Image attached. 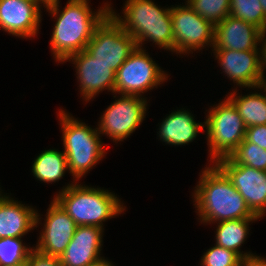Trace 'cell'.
<instances>
[{
    "instance_id": "16",
    "label": "cell",
    "mask_w": 266,
    "mask_h": 266,
    "mask_svg": "<svg viewBox=\"0 0 266 266\" xmlns=\"http://www.w3.org/2000/svg\"><path fill=\"white\" fill-rule=\"evenodd\" d=\"M103 230L97 226H77L66 250L59 257L61 266H88L103 259L100 256Z\"/></svg>"
},
{
    "instance_id": "8",
    "label": "cell",
    "mask_w": 266,
    "mask_h": 266,
    "mask_svg": "<svg viewBox=\"0 0 266 266\" xmlns=\"http://www.w3.org/2000/svg\"><path fill=\"white\" fill-rule=\"evenodd\" d=\"M146 51L136 47L116 72L114 94L141 96L157 88L168 76L149 57Z\"/></svg>"
},
{
    "instance_id": "22",
    "label": "cell",
    "mask_w": 266,
    "mask_h": 266,
    "mask_svg": "<svg viewBox=\"0 0 266 266\" xmlns=\"http://www.w3.org/2000/svg\"><path fill=\"white\" fill-rule=\"evenodd\" d=\"M243 118L246 127L266 125V93H251L237 96L236 92L227 97Z\"/></svg>"
},
{
    "instance_id": "14",
    "label": "cell",
    "mask_w": 266,
    "mask_h": 266,
    "mask_svg": "<svg viewBox=\"0 0 266 266\" xmlns=\"http://www.w3.org/2000/svg\"><path fill=\"white\" fill-rule=\"evenodd\" d=\"M76 65L80 93L89 102L100 91L107 89L114 93L116 72L93 58L86 50L70 55L65 61Z\"/></svg>"
},
{
    "instance_id": "32",
    "label": "cell",
    "mask_w": 266,
    "mask_h": 266,
    "mask_svg": "<svg viewBox=\"0 0 266 266\" xmlns=\"http://www.w3.org/2000/svg\"><path fill=\"white\" fill-rule=\"evenodd\" d=\"M112 264L113 263H111L108 260L103 258L100 261H98V262H96L94 264L88 265V266H113Z\"/></svg>"
},
{
    "instance_id": "29",
    "label": "cell",
    "mask_w": 266,
    "mask_h": 266,
    "mask_svg": "<svg viewBox=\"0 0 266 266\" xmlns=\"http://www.w3.org/2000/svg\"><path fill=\"white\" fill-rule=\"evenodd\" d=\"M245 138L259 147L266 149V125L250 126L246 129Z\"/></svg>"
},
{
    "instance_id": "23",
    "label": "cell",
    "mask_w": 266,
    "mask_h": 266,
    "mask_svg": "<svg viewBox=\"0 0 266 266\" xmlns=\"http://www.w3.org/2000/svg\"><path fill=\"white\" fill-rule=\"evenodd\" d=\"M230 15L266 31V16L260 0H231Z\"/></svg>"
},
{
    "instance_id": "26",
    "label": "cell",
    "mask_w": 266,
    "mask_h": 266,
    "mask_svg": "<svg viewBox=\"0 0 266 266\" xmlns=\"http://www.w3.org/2000/svg\"><path fill=\"white\" fill-rule=\"evenodd\" d=\"M230 1L231 0H187L186 4L215 26L230 15Z\"/></svg>"
},
{
    "instance_id": "30",
    "label": "cell",
    "mask_w": 266,
    "mask_h": 266,
    "mask_svg": "<svg viewBox=\"0 0 266 266\" xmlns=\"http://www.w3.org/2000/svg\"><path fill=\"white\" fill-rule=\"evenodd\" d=\"M266 31L262 32V35L260 37V65H261V73L264 76V69H266ZM263 42V43H262ZM262 44V45H261Z\"/></svg>"
},
{
    "instance_id": "2",
    "label": "cell",
    "mask_w": 266,
    "mask_h": 266,
    "mask_svg": "<svg viewBox=\"0 0 266 266\" xmlns=\"http://www.w3.org/2000/svg\"><path fill=\"white\" fill-rule=\"evenodd\" d=\"M194 206L205 223L236 219H259L227 175L214 163L205 167L194 190Z\"/></svg>"
},
{
    "instance_id": "17",
    "label": "cell",
    "mask_w": 266,
    "mask_h": 266,
    "mask_svg": "<svg viewBox=\"0 0 266 266\" xmlns=\"http://www.w3.org/2000/svg\"><path fill=\"white\" fill-rule=\"evenodd\" d=\"M262 32L255 25L228 15L215 25L214 49L259 50Z\"/></svg>"
},
{
    "instance_id": "24",
    "label": "cell",
    "mask_w": 266,
    "mask_h": 266,
    "mask_svg": "<svg viewBox=\"0 0 266 266\" xmlns=\"http://www.w3.org/2000/svg\"><path fill=\"white\" fill-rule=\"evenodd\" d=\"M235 164L266 171V149L249 142L246 138L229 155Z\"/></svg>"
},
{
    "instance_id": "5",
    "label": "cell",
    "mask_w": 266,
    "mask_h": 266,
    "mask_svg": "<svg viewBox=\"0 0 266 266\" xmlns=\"http://www.w3.org/2000/svg\"><path fill=\"white\" fill-rule=\"evenodd\" d=\"M59 117L69 173L78 180L102 160L105 148L97 128L92 129L85 123L70 117L62 109Z\"/></svg>"
},
{
    "instance_id": "28",
    "label": "cell",
    "mask_w": 266,
    "mask_h": 266,
    "mask_svg": "<svg viewBox=\"0 0 266 266\" xmlns=\"http://www.w3.org/2000/svg\"><path fill=\"white\" fill-rule=\"evenodd\" d=\"M25 266H61L59 257L41 253L32 249Z\"/></svg>"
},
{
    "instance_id": "11",
    "label": "cell",
    "mask_w": 266,
    "mask_h": 266,
    "mask_svg": "<svg viewBox=\"0 0 266 266\" xmlns=\"http://www.w3.org/2000/svg\"><path fill=\"white\" fill-rule=\"evenodd\" d=\"M231 180L251 212L261 218L266 213V171L235 164L229 157L215 163Z\"/></svg>"
},
{
    "instance_id": "20",
    "label": "cell",
    "mask_w": 266,
    "mask_h": 266,
    "mask_svg": "<svg viewBox=\"0 0 266 266\" xmlns=\"http://www.w3.org/2000/svg\"><path fill=\"white\" fill-rule=\"evenodd\" d=\"M257 219H236L217 223L216 245L225 249H230L237 253L241 258L256 256L250 252L243 253L239 249L245 242L249 234V223Z\"/></svg>"
},
{
    "instance_id": "19",
    "label": "cell",
    "mask_w": 266,
    "mask_h": 266,
    "mask_svg": "<svg viewBox=\"0 0 266 266\" xmlns=\"http://www.w3.org/2000/svg\"><path fill=\"white\" fill-rule=\"evenodd\" d=\"M193 117V114L184 109L169 114L159 126L160 140L177 146L192 142L205 125L196 123Z\"/></svg>"
},
{
    "instance_id": "4",
    "label": "cell",
    "mask_w": 266,
    "mask_h": 266,
    "mask_svg": "<svg viewBox=\"0 0 266 266\" xmlns=\"http://www.w3.org/2000/svg\"><path fill=\"white\" fill-rule=\"evenodd\" d=\"M54 200L77 226H97L104 229L103 221L125 210L120 199L112 192L77 183L63 187Z\"/></svg>"
},
{
    "instance_id": "25",
    "label": "cell",
    "mask_w": 266,
    "mask_h": 266,
    "mask_svg": "<svg viewBox=\"0 0 266 266\" xmlns=\"http://www.w3.org/2000/svg\"><path fill=\"white\" fill-rule=\"evenodd\" d=\"M31 250L21 238L0 239V266H25Z\"/></svg>"
},
{
    "instance_id": "18",
    "label": "cell",
    "mask_w": 266,
    "mask_h": 266,
    "mask_svg": "<svg viewBox=\"0 0 266 266\" xmlns=\"http://www.w3.org/2000/svg\"><path fill=\"white\" fill-rule=\"evenodd\" d=\"M39 215L30 206H24L9 196L0 197V239L22 238L40 223Z\"/></svg>"
},
{
    "instance_id": "35",
    "label": "cell",
    "mask_w": 266,
    "mask_h": 266,
    "mask_svg": "<svg viewBox=\"0 0 266 266\" xmlns=\"http://www.w3.org/2000/svg\"><path fill=\"white\" fill-rule=\"evenodd\" d=\"M263 88V92H266V77L263 78L261 86L259 87V89Z\"/></svg>"
},
{
    "instance_id": "3",
    "label": "cell",
    "mask_w": 266,
    "mask_h": 266,
    "mask_svg": "<svg viewBox=\"0 0 266 266\" xmlns=\"http://www.w3.org/2000/svg\"><path fill=\"white\" fill-rule=\"evenodd\" d=\"M124 19L109 6V13L135 39L142 49L144 41H152L160 48L173 52L171 8H160L152 0H127Z\"/></svg>"
},
{
    "instance_id": "10",
    "label": "cell",
    "mask_w": 266,
    "mask_h": 266,
    "mask_svg": "<svg viewBox=\"0 0 266 266\" xmlns=\"http://www.w3.org/2000/svg\"><path fill=\"white\" fill-rule=\"evenodd\" d=\"M101 116L98 132L113 141H123L141 125L146 115L147 100L135 95H120Z\"/></svg>"
},
{
    "instance_id": "33",
    "label": "cell",
    "mask_w": 266,
    "mask_h": 266,
    "mask_svg": "<svg viewBox=\"0 0 266 266\" xmlns=\"http://www.w3.org/2000/svg\"><path fill=\"white\" fill-rule=\"evenodd\" d=\"M35 1H37L39 4H43L44 7H48L50 5L57 3L59 0H35Z\"/></svg>"
},
{
    "instance_id": "1",
    "label": "cell",
    "mask_w": 266,
    "mask_h": 266,
    "mask_svg": "<svg viewBox=\"0 0 266 266\" xmlns=\"http://www.w3.org/2000/svg\"><path fill=\"white\" fill-rule=\"evenodd\" d=\"M59 3L46 9L53 17L57 16L50 40L51 52L56 62H65L70 55L85 50L94 29L109 13L108 6L111 4L105 3L104 7L93 13L88 0H68L61 12Z\"/></svg>"
},
{
    "instance_id": "7",
    "label": "cell",
    "mask_w": 266,
    "mask_h": 266,
    "mask_svg": "<svg viewBox=\"0 0 266 266\" xmlns=\"http://www.w3.org/2000/svg\"><path fill=\"white\" fill-rule=\"evenodd\" d=\"M136 47L135 39L108 13L94 29L85 50L117 72Z\"/></svg>"
},
{
    "instance_id": "34",
    "label": "cell",
    "mask_w": 266,
    "mask_h": 266,
    "mask_svg": "<svg viewBox=\"0 0 266 266\" xmlns=\"http://www.w3.org/2000/svg\"><path fill=\"white\" fill-rule=\"evenodd\" d=\"M255 266H266V259L256 255L255 256Z\"/></svg>"
},
{
    "instance_id": "31",
    "label": "cell",
    "mask_w": 266,
    "mask_h": 266,
    "mask_svg": "<svg viewBox=\"0 0 266 266\" xmlns=\"http://www.w3.org/2000/svg\"><path fill=\"white\" fill-rule=\"evenodd\" d=\"M234 266H255V256L249 258H242Z\"/></svg>"
},
{
    "instance_id": "27",
    "label": "cell",
    "mask_w": 266,
    "mask_h": 266,
    "mask_svg": "<svg viewBox=\"0 0 266 266\" xmlns=\"http://www.w3.org/2000/svg\"><path fill=\"white\" fill-rule=\"evenodd\" d=\"M241 259L234 251L215 244L204 253L201 266H234Z\"/></svg>"
},
{
    "instance_id": "36",
    "label": "cell",
    "mask_w": 266,
    "mask_h": 266,
    "mask_svg": "<svg viewBox=\"0 0 266 266\" xmlns=\"http://www.w3.org/2000/svg\"><path fill=\"white\" fill-rule=\"evenodd\" d=\"M260 4L262 5L263 12L266 16V0H260Z\"/></svg>"
},
{
    "instance_id": "13",
    "label": "cell",
    "mask_w": 266,
    "mask_h": 266,
    "mask_svg": "<svg viewBox=\"0 0 266 266\" xmlns=\"http://www.w3.org/2000/svg\"><path fill=\"white\" fill-rule=\"evenodd\" d=\"M48 208L38 245L41 253L60 257L70 243L77 224L53 199Z\"/></svg>"
},
{
    "instance_id": "6",
    "label": "cell",
    "mask_w": 266,
    "mask_h": 266,
    "mask_svg": "<svg viewBox=\"0 0 266 266\" xmlns=\"http://www.w3.org/2000/svg\"><path fill=\"white\" fill-rule=\"evenodd\" d=\"M205 127L210 147V159L216 163L229 155L245 139L246 125L234 104L225 97L209 109Z\"/></svg>"
},
{
    "instance_id": "15",
    "label": "cell",
    "mask_w": 266,
    "mask_h": 266,
    "mask_svg": "<svg viewBox=\"0 0 266 266\" xmlns=\"http://www.w3.org/2000/svg\"><path fill=\"white\" fill-rule=\"evenodd\" d=\"M35 0H0V28L17 37H34L41 21Z\"/></svg>"
},
{
    "instance_id": "12",
    "label": "cell",
    "mask_w": 266,
    "mask_h": 266,
    "mask_svg": "<svg viewBox=\"0 0 266 266\" xmlns=\"http://www.w3.org/2000/svg\"><path fill=\"white\" fill-rule=\"evenodd\" d=\"M212 51L216 53L214 55L224 70L223 72L238 86H245V88H259L261 86L263 75L259 50L214 49Z\"/></svg>"
},
{
    "instance_id": "21",
    "label": "cell",
    "mask_w": 266,
    "mask_h": 266,
    "mask_svg": "<svg viewBox=\"0 0 266 266\" xmlns=\"http://www.w3.org/2000/svg\"><path fill=\"white\" fill-rule=\"evenodd\" d=\"M66 170H69L64 151L48 149L43 151L34 160L32 173L36 179L43 182H56L60 180Z\"/></svg>"
},
{
    "instance_id": "9",
    "label": "cell",
    "mask_w": 266,
    "mask_h": 266,
    "mask_svg": "<svg viewBox=\"0 0 266 266\" xmlns=\"http://www.w3.org/2000/svg\"><path fill=\"white\" fill-rule=\"evenodd\" d=\"M173 52L184 54L213 47L215 26L201 17L188 4L171 7ZM189 51V52H188Z\"/></svg>"
}]
</instances>
